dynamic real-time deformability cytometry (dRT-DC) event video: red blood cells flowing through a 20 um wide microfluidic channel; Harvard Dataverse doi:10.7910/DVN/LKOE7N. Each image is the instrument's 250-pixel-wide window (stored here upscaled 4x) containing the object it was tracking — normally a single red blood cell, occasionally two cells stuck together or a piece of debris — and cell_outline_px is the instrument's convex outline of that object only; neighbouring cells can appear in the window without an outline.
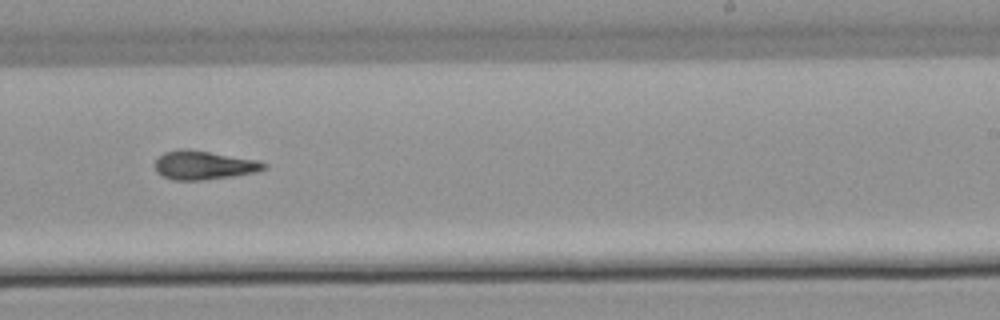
{"species": "common noctule bat (a hibernating species)", "species_latin": "Nyctalus noctula", "temperature_condition": "warm", "stored_images_in_passage": 16, "camera_frame_rate_fps": 3000, "um_per_image_px": 0.085, "animal": {"sex": "male", "body_mass_g": 21.5, "forearm_length_mm": 52.0}, "frame": {"image": 1, "passage_image": 10, "time_ms": 12.667, "image_size_px": [1000, 320], "cell_outline_px": [[268, 168], [256, 172], [232, 176], [200, 180], [172, 180], [156, 172], [156, 160], [164, 152], [180, 148], [188, 148], [256, 160], [268, 164]], "centroid_in_image_um": [17.32, 14.03], "position_along_channel_um": 271.7, "area_um2": 18.21}}
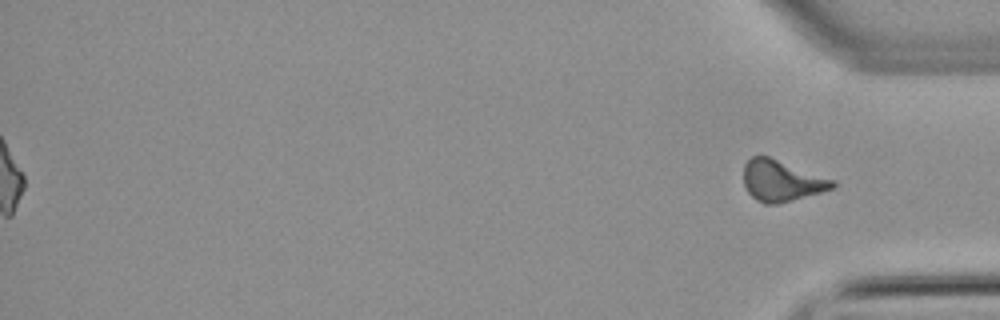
{"frame": {"image": 2, "passage_image": 16, "time_ms": 21.0, "image_size_px": [1000, 320], "cell_outline_px": [[836, 184], [832, 188], [820, 192], [776, 204], [764, 204], [756, 200], [748, 192], [744, 184], [744, 164], [752, 156], [768, 156], [836, 180]], "centroid_in_image_um": [66.42, 15.36], "position_along_channel_um": 368.8, "area_um2": 21.1}}